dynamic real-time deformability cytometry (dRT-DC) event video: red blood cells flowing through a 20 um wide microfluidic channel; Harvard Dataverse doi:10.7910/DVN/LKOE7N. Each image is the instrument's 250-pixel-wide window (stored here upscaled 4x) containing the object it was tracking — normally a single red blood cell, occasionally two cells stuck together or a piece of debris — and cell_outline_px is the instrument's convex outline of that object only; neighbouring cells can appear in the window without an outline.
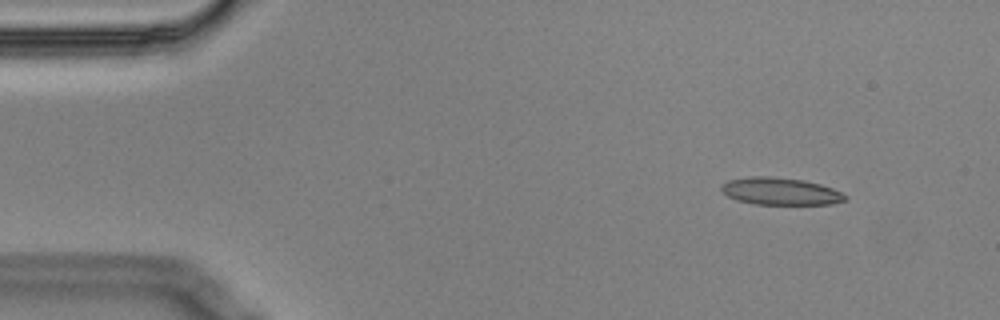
{"species": "Egyptian fruit bat (a non-hibernating species)", "species_latin": "Rousettus aegyptiacus", "temperature_condition": "cold", "stored_images_in_passage": 5, "camera_frame_rate_fps": 3000, "um_per_image_px": 0.085, "animal": {"sex": "male"}, "frame": {"image": 1, "passage_image": 1, "time_ms": 0.0, "image_size_px": [1000, 320], "cell_outline_px": [[848, 196], [844, 200], [832, 204], [752, 204], [736, 200], [728, 196], [720, 188], [720, 184], [728, 180], [752, 176], [772, 176], [804, 180], [820, 184], [832, 188]], "centroid_in_image_um": [66.3, 16.25], "position_along_channel_um": 18.7, "area_um2": 19.71}}
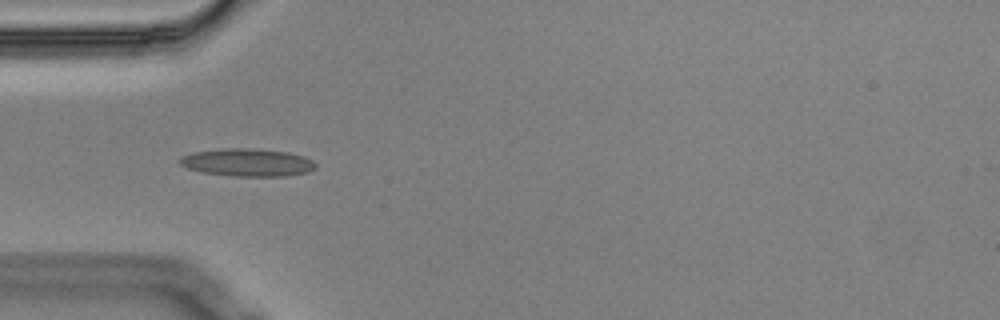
{"frame": {"image": 2, "passage_image": 4, "time_ms": 1.0, "image_size_px": [1000, 320], "cell_outline_px": [[316, 168], [308, 172], [288, 176], [232, 176], [204, 172], [188, 168], [180, 164], [180, 156], [192, 152], [224, 148], [252, 148], [288, 152], [304, 156], [312, 160], [316, 164]], "centroid_in_image_um": [21.06, 13.8], "position_along_channel_um": 63.9, "area_um2": 22.02}}
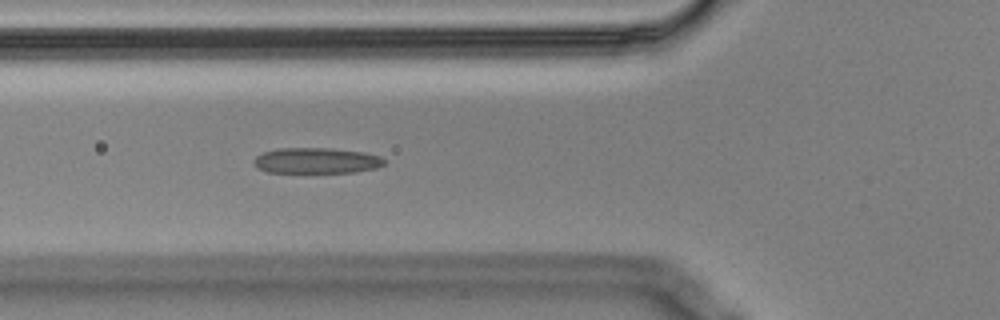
{"frame": {"image": 3, "passage_image": 5, "time_ms": 1.333, "image_size_px": [1000, 320], "cell_outline_px": [[384, 164], [376, 168], [356, 172], [268, 172], [256, 168], [252, 160], [256, 156], [264, 152], [280, 148], [332, 148], [364, 152], [380, 156], [384, 160]], "centroid_in_image_um": [26.88, 13.65], "position_along_channel_um": 98.9, "area_um2": 19.54}}